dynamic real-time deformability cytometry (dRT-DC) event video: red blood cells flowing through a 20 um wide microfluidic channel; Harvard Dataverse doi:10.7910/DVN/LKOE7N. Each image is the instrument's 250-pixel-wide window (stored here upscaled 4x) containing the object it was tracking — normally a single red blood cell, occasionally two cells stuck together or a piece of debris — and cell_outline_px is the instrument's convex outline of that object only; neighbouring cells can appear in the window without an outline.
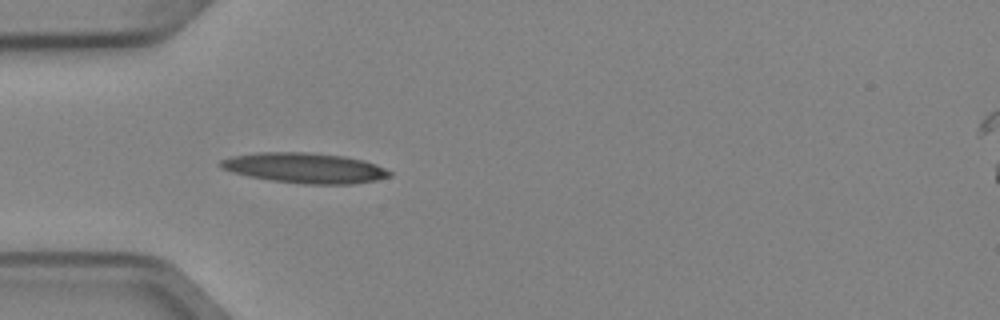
{"species": "Egyptian fruit bat (a non-hibernating species)", "species_latin": "Rousettus aegyptiacus", "temperature_condition": "cold", "stored_images_in_passage": 4, "camera_frame_rate_fps": 3000, "um_per_image_px": 0.085, "animal": {"sex": "female"}, "frame": {"image": 1, "passage_image": 4, "time_ms": 1.0, "image_size_px": [1000, 320], "cell_outline_px": [[392, 176], [376, 180], [352, 184], [304, 184], [272, 180], [248, 176], [232, 172], [220, 168], [220, 160], [232, 156], [260, 152], [304, 152], [344, 156], [364, 160], [376, 164], [392, 172]], "centroid_in_image_um": [25.92, 14.28], "position_along_channel_um": 59.1, "area_um2": 29.77}}